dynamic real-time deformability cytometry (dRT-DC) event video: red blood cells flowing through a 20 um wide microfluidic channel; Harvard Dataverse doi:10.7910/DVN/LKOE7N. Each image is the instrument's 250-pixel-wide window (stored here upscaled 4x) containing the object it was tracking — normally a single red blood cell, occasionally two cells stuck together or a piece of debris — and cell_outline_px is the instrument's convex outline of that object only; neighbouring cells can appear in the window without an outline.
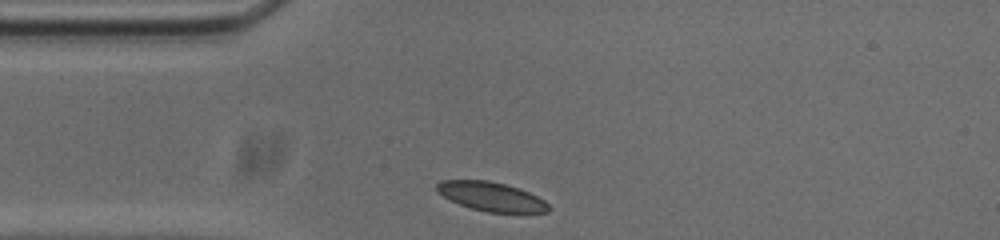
{"species": "common noctule bat (a hibernating species)", "species_latin": "Nyctalus noctula", "temperature_condition": "cold", "stored_images_in_passage": 30, "camera_frame_rate_fps": 3000, "um_per_image_px": 0.085, "animal": {"sex": "male", "body_mass_g": 20.0, "forearm_length_mm": 53.3}, "frame": {"image": 1, "passage_image": 1, "time_ms": 0.0, "image_size_px": [1000, 240], "cell_outline_px": [[552, 208], [548, 212], [488, 212], [472, 208], [460, 204], [436, 192], [436, 184], [440, 180], [488, 180], [520, 188], [544, 200]], "centroid_in_image_um": [41.76, 16.69], "position_along_channel_um": 43.2, "area_um2": 18.79}}
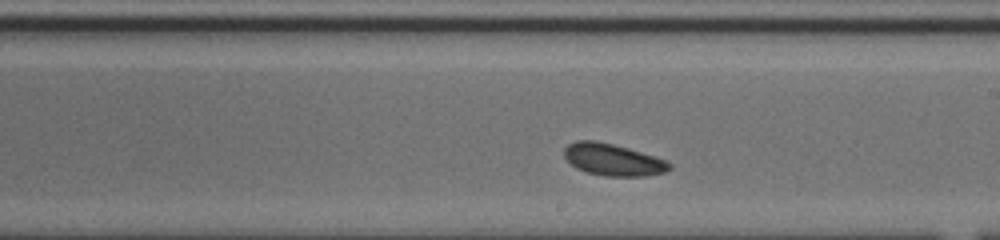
{"frame": {"image": 2, "passage_image": 18, "time_ms": 5.667, "image_size_px": [1000, 240], "cell_outline_px": [[672, 168], [664, 172], [644, 176], [604, 176], [588, 172], [576, 168], [564, 156], [564, 148], [568, 144], [576, 140], [592, 140], [612, 144], [628, 148], [664, 160], [672, 164]], "centroid_in_image_um": [52.07, 13.57], "position_along_channel_um": 236.9, "area_um2": 19.31}}
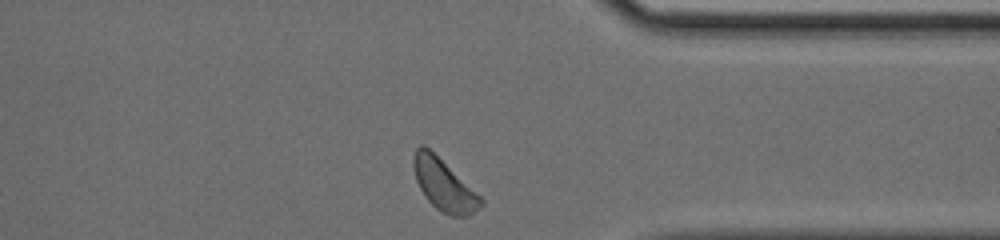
{"frame": {"image": 3, "passage_image": 30, "time_ms": 9.667, "image_size_px": [1000, 240], "cell_outline_px": [[484, 204], [480, 208], [468, 216], [452, 216], [440, 212], [424, 196], [416, 180], [412, 164], [412, 156], [416, 148], [420, 144], [424, 144], [480, 196], [484, 200]], "centroid_in_image_um": [37.7, 15.73], "position_along_channel_um": 373.7, "area_um2": 20.0}, "authors_computed_cell_mechanics": {"area_um2": 19.2763, "velocity_mm_per_s": 3.6512, "shape_relaxation_time_tau1_ms": 2.5069, "shape_relaxation_time_tau2_ms": 4.6689, "deformation_change_tau1": 0.0729, "deformation_change_tau2": 0.0765}}